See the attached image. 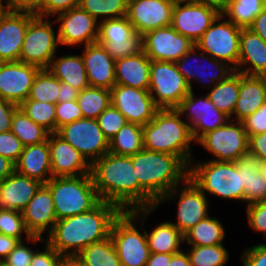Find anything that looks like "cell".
<instances>
[{"label": "cell", "mask_w": 266, "mask_h": 266, "mask_svg": "<svg viewBox=\"0 0 266 266\" xmlns=\"http://www.w3.org/2000/svg\"><path fill=\"white\" fill-rule=\"evenodd\" d=\"M121 212L115 204L101 201L88 212L57 220L45 242L63 257H76L90 244L108 238Z\"/></svg>", "instance_id": "obj_1"}, {"label": "cell", "mask_w": 266, "mask_h": 266, "mask_svg": "<svg viewBox=\"0 0 266 266\" xmlns=\"http://www.w3.org/2000/svg\"><path fill=\"white\" fill-rule=\"evenodd\" d=\"M131 160L140 184V209L156 208L166 193L189 178V166L172 154L143 149Z\"/></svg>", "instance_id": "obj_2"}, {"label": "cell", "mask_w": 266, "mask_h": 266, "mask_svg": "<svg viewBox=\"0 0 266 266\" xmlns=\"http://www.w3.org/2000/svg\"><path fill=\"white\" fill-rule=\"evenodd\" d=\"M91 176L102 201L115 204L122 212L140 209V184L131 156L108 152L91 164Z\"/></svg>", "instance_id": "obj_3"}, {"label": "cell", "mask_w": 266, "mask_h": 266, "mask_svg": "<svg viewBox=\"0 0 266 266\" xmlns=\"http://www.w3.org/2000/svg\"><path fill=\"white\" fill-rule=\"evenodd\" d=\"M143 142L144 149L178 156L188 166L194 159L191 129L175 108L157 110L154 118L143 126Z\"/></svg>", "instance_id": "obj_4"}, {"label": "cell", "mask_w": 266, "mask_h": 266, "mask_svg": "<svg viewBox=\"0 0 266 266\" xmlns=\"http://www.w3.org/2000/svg\"><path fill=\"white\" fill-rule=\"evenodd\" d=\"M156 208L135 209L129 212H121L113 221L110 237L114 243L122 266H145L150 256L147 245L146 230H143L144 222ZM142 217V218H141ZM142 219V220H141ZM136 221L141 222L140 229L136 228ZM140 231H144L142 234Z\"/></svg>", "instance_id": "obj_5"}, {"label": "cell", "mask_w": 266, "mask_h": 266, "mask_svg": "<svg viewBox=\"0 0 266 266\" xmlns=\"http://www.w3.org/2000/svg\"><path fill=\"white\" fill-rule=\"evenodd\" d=\"M44 185L52 195L57 220L88 212L102 201L91 174L52 177Z\"/></svg>", "instance_id": "obj_6"}, {"label": "cell", "mask_w": 266, "mask_h": 266, "mask_svg": "<svg viewBox=\"0 0 266 266\" xmlns=\"http://www.w3.org/2000/svg\"><path fill=\"white\" fill-rule=\"evenodd\" d=\"M194 161L189 166V178L205 195L229 199V202L232 199L244 202L241 171L235 162Z\"/></svg>", "instance_id": "obj_7"}, {"label": "cell", "mask_w": 266, "mask_h": 266, "mask_svg": "<svg viewBox=\"0 0 266 266\" xmlns=\"http://www.w3.org/2000/svg\"><path fill=\"white\" fill-rule=\"evenodd\" d=\"M149 92L159 109L176 108L190 86L175 62L151 60Z\"/></svg>", "instance_id": "obj_8"}, {"label": "cell", "mask_w": 266, "mask_h": 266, "mask_svg": "<svg viewBox=\"0 0 266 266\" xmlns=\"http://www.w3.org/2000/svg\"><path fill=\"white\" fill-rule=\"evenodd\" d=\"M241 29L220 14L195 45L199 50L214 59L226 62L235 70L238 66Z\"/></svg>", "instance_id": "obj_9"}, {"label": "cell", "mask_w": 266, "mask_h": 266, "mask_svg": "<svg viewBox=\"0 0 266 266\" xmlns=\"http://www.w3.org/2000/svg\"><path fill=\"white\" fill-rule=\"evenodd\" d=\"M51 24L55 20L36 16L28 25L20 54V62L47 69L60 45L58 33L55 34ZM57 35V36H56Z\"/></svg>", "instance_id": "obj_10"}, {"label": "cell", "mask_w": 266, "mask_h": 266, "mask_svg": "<svg viewBox=\"0 0 266 266\" xmlns=\"http://www.w3.org/2000/svg\"><path fill=\"white\" fill-rule=\"evenodd\" d=\"M248 141L242 121L229 119L221 127L204 134L197 144L214 155V161L235 162L248 151Z\"/></svg>", "instance_id": "obj_11"}, {"label": "cell", "mask_w": 266, "mask_h": 266, "mask_svg": "<svg viewBox=\"0 0 266 266\" xmlns=\"http://www.w3.org/2000/svg\"><path fill=\"white\" fill-rule=\"evenodd\" d=\"M56 134L71 144L92 164L109 152V140L97 119L83 118L60 127Z\"/></svg>", "instance_id": "obj_12"}, {"label": "cell", "mask_w": 266, "mask_h": 266, "mask_svg": "<svg viewBox=\"0 0 266 266\" xmlns=\"http://www.w3.org/2000/svg\"><path fill=\"white\" fill-rule=\"evenodd\" d=\"M179 186L174 187L166 193L156 204V208L170 200L175 201L179 197L177 203V222L173 223L183 235H185L198 222L209 216V201L206 195L188 178L179 191ZM179 194V195H178Z\"/></svg>", "instance_id": "obj_13"}, {"label": "cell", "mask_w": 266, "mask_h": 266, "mask_svg": "<svg viewBox=\"0 0 266 266\" xmlns=\"http://www.w3.org/2000/svg\"><path fill=\"white\" fill-rule=\"evenodd\" d=\"M97 42L105 47L114 60L143 51L142 35L135 32L127 16L99 22Z\"/></svg>", "instance_id": "obj_14"}, {"label": "cell", "mask_w": 266, "mask_h": 266, "mask_svg": "<svg viewBox=\"0 0 266 266\" xmlns=\"http://www.w3.org/2000/svg\"><path fill=\"white\" fill-rule=\"evenodd\" d=\"M186 117L195 143L207 132L224 125L230 118L219 111L207 95L197 97L189 92L175 108Z\"/></svg>", "instance_id": "obj_15"}, {"label": "cell", "mask_w": 266, "mask_h": 266, "mask_svg": "<svg viewBox=\"0 0 266 266\" xmlns=\"http://www.w3.org/2000/svg\"><path fill=\"white\" fill-rule=\"evenodd\" d=\"M219 15L216 9L203 3L180 0L174 5L171 26L195 43Z\"/></svg>", "instance_id": "obj_16"}, {"label": "cell", "mask_w": 266, "mask_h": 266, "mask_svg": "<svg viewBox=\"0 0 266 266\" xmlns=\"http://www.w3.org/2000/svg\"><path fill=\"white\" fill-rule=\"evenodd\" d=\"M143 51L150 60L176 62L195 43L172 26L157 28L142 35Z\"/></svg>", "instance_id": "obj_17"}, {"label": "cell", "mask_w": 266, "mask_h": 266, "mask_svg": "<svg viewBox=\"0 0 266 266\" xmlns=\"http://www.w3.org/2000/svg\"><path fill=\"white\" fill-rule=\"evenodd\" d=\"M55 18V22L60 23L57 31L61 46H86L97 42L99 22L79 6L60 13Z\"/></svg>", "instance_id": "obj_18"}, {"label": "cell", "mask_w": 266, "mask_h": 266, "mask_svg": "<svg viewBox=\"0 0 266 266\" xmlns=\"http://www.w3.org/2000/svg\"><path fill=\"white\" fill-rule=\"evenodd\" d=\"M111 104L126 118L127 122L146 125L159 109L149 90H141L124 85H114L110 89Z\"/></svg>", "instance_id": "obj_19"}, {"label": "cell", "mask_w": 266, "mask_h": 266, "mask_svg": "<svg viewBox=\"0 0 266 266\" xmlns=\"http://www.w3.org/2000/svg\"><path fill=\"white\" fill-rule=\"evenodd\" d=\"M176 0H128L127 18L135 32H146L171 26Z\"/></svg>", "instance_id": "obj_20"}, {"label": "cell", "mask_w": 266, "mask_h": 266, "mask_svg": "<svg viewBox=\"0 0 266 266\" xmlns=\"http://www.w3.org/2000/svg\"><path fill=\"white\" fill-rule=\"evenodd\" d=\"M197 51H200V52L197 53ZM192 58L197 59L196 61H198V58L203 59L206 64L205 67L204 65H201V64H195V65L194 63L191 64L188 60ZM175 64L177 66L178 71L184 76V78L188 82L191 92H193L192 83L194 82L197 83L198 80L199 82L201 81L205 83L207 82L208 85L210 83V86L207 87V89L209 90L215 84H217L220 81L225 80L230 74L234 72V69L230 65H228L226 62L212 58L207 53L199 50L196 45L193 46L179 60H177ZM205 69L207 70L210 69L211 72L206 71Z\"/></svg>", "instance_id": "obj_21"}, {"label": "cell", "mask_w": 266, "mask_h": 266, "mask_svg": "<svg viewBox=\"0 0 266 266\" xmlns=\"http://www.w3.org/2000/svg\"><path fill=\"white\" fill-rule=\"evenodd\" d=\"M40 70L38 66L20 61L0 62V97L19 106L29 97Z\"/></svg>", "instance_id": "obj_22"}, {"label": "cell", "mask_w": 266, "mask_h": 266, "mask_svg": "<svg viewBox=\"0 0 266 266\" xmlns=\"http://www.w3.org/2000/svg\"><path fill=\"white\" fill-rule=\"evenodd\" d=\"M36 16L8 9L0 12V62L19 61L28 25Z\"/></svg>", "instance_id": "obj_23"}, {"label": "cell", "mask_w": 266, "mask_h": 266, "mask_svg": "<svg viewBox=\"0 0 266 266\" xmlns=\"http://www.w3.org/2000/svg\"><path fill=\"white\" fill-rule=\"evenodd\" d=\"M52 177H74L91 174V164L71 144L56 133L48 137Z\"/></svg>", "instance_id": "obj_24"}, {"label": "cell", "mask_w": 266, "mask_h": 266, "mask_svg": "<svg viewBox=\"0 0 266 266\" xmlns=\"http://www.w3.org/2000/svg\"><path fill=\"white\" fill-rule=\"evenodd\" d=\"M25 226L32 236L48 234L57 221L50 190L43 184L21 211Z\"/></svg>", "instance_id": "obj_25"}, {"label": "cell", "mask_w": 266, "mask_h": 266, "mask_svg": "<svg viewBox=\"0 0 266 266\" xmlns=\"http://www.w3.org/2000/svg\"><path fill=\"white\" fill-rule=\"evenodd\" d=\"M82 58L89 86L111 89L116 85L115 60L98 42L84 46Z\"/></svg>", "instance_id": "obj_26"}, {"label": "cell", "mask_w": 266, "mask_h": 266, "mask_svg": "<svg viewBox=\"0 0 266 266\" xmlns=\"http://www.w3.org/2000/svg\"><path fill=\"white\" fill-rule=\"evenodd\" d=\"M43 184L14 171L0 182V208L22 211Z\"/></svg>", "instance_id": "obj_27"}, {"label": "cell", "mask_w": 266, "mask_h": 266, "mask_svg": "<svg viewBox=\"0 0 266 266\" xmlns=\"http://www.w3.org/2000/svg\"><path fill=\"white\" fill-rule=\"evenodd\" d=\"M234 71L249 76L266 73V42L248 28L241 29L238 66Z\"/></svg>", "instance_id": "obj_28"}, {"label": "cell", "mask_w": 266, "mask_h": 266, "mask_svg": "<svg viewBox=\"0 0 266 266\" xmlns=\"http://www.w3.org/2000/svg\"><path fill=\"white\" fill-rule=\"evenodd\" d=\"M15 171L46 184L52 178L48 140L40 144L24 146L15 163Z\"/></svg>", "instance_id": "obj_29"}, {"label": "cell", "mask_w": 266, "mask_h": 266, "mask_svg": "<svg viewBox=\"0 0 266 266\" xmlns=\"http://www.w3.org/2000/svg\"><path fill=\"white\" fill-rule=\"evenodd\" d=\"M151 60L144 51L115 60L116 85L149 89Z\"/></svg>", "instance_id": "obj_30"}, {"label": "cell", "mask_w": 266, "mask_h": 266, "mask_svg": "<svg viewBox=\"0 0 266 266\" xmlns=\"http://www.w3.org/2000/svg\"><path fill=\"white\" fill-rule=\"evenodd\" d=\"M241 171V180L244 187V202L247 205L266 201V181L259 172L261 161L258 156L249 150L240 155L235 161Z\"/></svg>", "instance_id": "obj_31"}, {"label": "cell", "mask_w": 266, "mask_h": 266, "mask_svg": "<svg viewBox=\"0 0 266 266\" xmlns=\"http://www.w3.org/2000/svg\"><path fill=\"white\" fill-rule=\"evenodd\" d=\"M265 102L266 90L262 78L239 73V95L231 119L242 121L257 111Z\"/></svg>", "instance_id": "obj_32"}, {"label": "cell", "mask_w": 266, "mask_h": 266, "mask_svg": "<svg viewBox=\"0 0 266 266\" xmlns=\"http://www.w3.org/2000/svg\"><path fill=\"white\" fill-rule=\"evenodd\" d=\"M59 81L70 84L79 91L89 86L84 61L81 55L53 57L47 68Z\"/></svg>", "instance_id": "obj_33"}, {"label": "cell", "mask_w": 266, "mask_h": 266, "mask_svg": "<svg viewBox=\"0 0 266 266\" xmlns=\"http://www.w3.org/2000/svg\"><path fill=\"white\" fill-rule=\"evenodd\" d=\"M147 236L150 253L176 254L183 250L180 245L185 243L184 235L170 221L158 224Z\"/></svg>", "instance_id": "obj_34"}, {"label": "cell", "mask_w": 266, "mask_h": 266, "mask_svg": "<svg viewBox=\"0 0 266 266\" xmlns=\"http://www.w3.org/2000/svg\"><path fill=\"white\" fill-rule=\"evenodd\" d=\"M210 90L206 93L210 101L231 119L239 95V72L234 71Z\"/></svg>", "instance_id": "obj_35"}, {"label": "cell", "mask_w": 266, "mask_h": 266, "mask_svg": "<svg viewBox=\"0 0 266 266\" xmlns=\"http://www.w3.org/2000/svg\"><path fill=\"white\" fill-rule=\"evenodd\" d=\"M144 149L143 126L127 122L109 140V152L119 156H132Z\"/></svg>", "instance_id": "obj_36"}, {"label": "cell", "mask_w": 266, "mask_h": 266, "mask_svg": "<svg viewBox=\"0 0 266 266\" xmlns=\"http://www.w3.org/2000/svg\"><path fill=\"white\" fill-rule=\"evenodd\" d=\"M225 236L220 219L208 216L184 235V241L190 246H213L222 244Z\"/></svg>", "instance_id": "obj_37"}, {"label": "cell", "mask_w": 266, "mask_h": 266, "mask_svg": "<svg viewBox=\"0 0 266 266\" xmlns=\"http://www.w3.org/2000/svg\"><path fill=\"white\" fill-rule=\"evenodd\" d=\"M76 257L84 266H122L110 236L85 247Z\"/></svg>", "instance_id": "obj_38"}, {"label": "cell", "mask_w": 266, "mask_h": 266, "mask_svg": "<svg viewBox=\"0 0 266 266\" xmlns=\"http://www.w3.org/2000/svg\"><path fill=\"white\" fill-rule=\"evenodd\" d=\"M11 131L24 146L36 145L48 140L50 132L36 124L18 107L13 114Z\"/></svg>", "instance_id": "obj_39"}, {"label": "cell", "mask_w": 266, "mask_h": 266, "mask_svg": "<svg viewBox=\"0 0 266 266\" xmlns=\"http://www.w3.org/2000/svg\"><path fill=\"white\" fill-rule=\"evenodd\" d=\"M76 101L83 118L97 119L111 104V93L106 88L88 86L79 91Z\"/></svg>", "instance_id": "obj_40"}, {"label": "cell", "mask_w": 266, "mask_h": 266, "mask_svg": "<svg viewBox=\"0 0 266 266\" xmlns=\"http://www.w3.org/2000/svg\"><path fill=\"white\" fill-rule=\"evenodd\" d=\"M265 7L266 0H231L221 14L236 26L248 28Z\"/></svg>", "instance_id": "obj_41"}, {"label": "cell", "mask_w": 266, "mask_h": 266, "mask_svg": "<svg viewBox=\"0 0 266 266\" xmlns=\"http://www.w3.org/2000/svg\"><path fill=\"white\" fill-rule=\"evenodd\" d=\"M128 0H79V7L97 21L120 18L127 15ZM104 17V18H103Z\"/></svg>", "instance_id": "obj_42"}, {"label": "cell", "mask_w": 266, "mask_h": 266, "mask_svg": "<svg viewBox=\"0 0 266 266\" xmlns=\"http://www.w3.org/2000/svg\"><path fill=\"white\" fill-rule=\"evenodd\" d=\"M59 89L60 81L48 69H41L34 79L28 99L57 104Z\"/></svg>", "instance_id": "obj_43"}, {"label": "cell", "mask_w": 266, "mask_h": 266, "mask_svg": "<svg viewBox=\"0 0 266 266\" xmlns=\"http://www.w3.org/2000/svg\"><path fill=\"white\" fill-rule=\"evenodd\" d=\"M0 233L23 241L22 235H26L29 243L45 242L42 236H32L27 230L20 211L0 208ZM24 233V234H23Z\"/></svg>", "instance_id": "obj_44"}, {"label": "cell", "mask_w": 266, "mask_h": 266, "mask_svg": "<svg viewBox=\"0 0 266 266\" xmlns=\"http://www.w3.org/2000/svg\"><path fill=\"white\" fill-rule=\"evenodd\" d=\"M186 252L191 266H224L229 260L228 250L223 244L191 246Z\"/></svg>", "instance_id": "obj_45"}, {"label": "cell", "mask_w": 266, "mask_h": 266, "mask_svg": "<svg viewBox=\"0 0 266 266\" xmlns=\"http://www.w3.org/2000/svg\"><path fill=\"white\" fill-rule=\"evenodd\" d=\"M19 107L36 124L43 126L50 133H56V104L27 98Z\"/></svg>", "instance_id": "obj_46"}, {"label": "cell", "mask_w": 266, "mask_h": 266, "mask_svg": "<svg viewBox=\"0 0 266 266\" xmlns=\"http://www.w3.org/2000/svg\"><path fill=\"white\" fill-rule=\"evenodd\" d=\"M104 136L110 140L127 123L124 115L110 104L97 118Z\"/></svg>", "instance_id": "obj_47"}, {"label": "cell", "mask_w": 266, "mask_h": 266, "mask_svg": "<svg viewBox=\"0 0 266 266\" xmlns=\"http://www.w3.org/2000/svg\"><path fill=\"white\" fill-rule=\"evenodd\" d=\"M56 132L57 130L73 121L83 119L82 111L76 100L58 102L55 107Z\"/></svg>", "instance_id": "obj_48"}, {"label": "cell", "mask_w": 266, "mask_h": 266, "mask_svg": "<svg viewBox=\"0 0 266 266\" xmlns=\"http://www.w3.org/2000/svg\"><path fill=\"white\" fill-rule=\"evenodd\" d=\"M24 145L10 130L0 133V155L16 163L23 151Z\"/></svg>", "instance_id": "obj_49"}, {"label": "cell", "mask_w": 266, "mask_h": 266, "mask_svg": "<svg viewBox=\"0 0 266 266\" xmlns=\"http://www.w3.org/2000/svg\"><path fill=\"white\" fill-rule=\"evenodd\" d=\"M248 225L255 231L266 234V201L247 205Z\"/></svg>", "instance_id": "obj_50"}, {"label": "cell", "mask_w": 266, "mask_h": 266, "mask_svg": "<svg viewBox=\"0 0 266 266\" xmlns=\"http://www.w3.org/2000/svg\"><path fill=\"white\" fill-rule=\"evenodd\" d=\"M35 251L20 241L15 249L1 262L2 266H30Z\"/></svg>", "instance_id": "obj_51"}, {"label": "cell", "mask_w": 266, "mask_h": 266, "mask_svg": "<svg viewBox=\"0 0 266 266\" xmlns=\"http://www.w3.org/2000/svg\"><path fill=\"white\" fill-rule=\"evenodd\" d=\"M248 137L266 132V102L252 115L242 120Z\"/></svg>", "instance_id": "obj_52"}, {"label": "cell", "mask_w": 266, "mask_h": 266, "mask_svg": "<svg viewBox=\"0 0 266 266\" xmlns=\"http://www.w3.org/2000/svg\"><path fill=\"white\" fill-rule=\"evenodd\" d=\"M79 6V0H45L38 17L50 18Z\"/></svg>", "instance_id": "obj_53"}, {"label": "cell", "mask_w": 266, "mask_h": 266, "mask_svg": "<svg viewBox=\"0 0 266 266\" xmlns=\"http://www.w3.org/2000/svg\"><path fill=\"white\" fill-rule=\"evenodd\" d=\"M44 251H35L30 266H59L63 256L57 253L47 242Z\"/></svg>", "instance_id": "obj_54"}, {"label": "cell", "mask_w": 266, "mask_h": 266, "mask_svg": "<svg viewBox=\"0 0 266 266\" xmlns=\"http://www.w3.org/2000/svg\"><path fill=\"white\" fill-rule=\"evenodd\" d=\"M241 257L243 266H266V243L245 249Z\"/></svg>", "instance_id": "obj_55"}, {"label": "cell", "mask_w": 266, "mask_h": 266, "mask_svg": "<svg viewBox=\"0 0 266 266\" xmlns=\"http://www.w3.org/2000/svg\"><path fill=\"white\" fill-rule=\"evenodd\" d=\"M45 0H7V9L16 12H28L37 15Z\"/></svg>", "instance_id": "obj_56"}, {"label": "cell", "mask_w": 266, "mask_h": 266, "mask_svg": "<svg viewBox=\"0 0 266 266\" xmlns=\"http://www.w3.org/2000/svg\"><path fill=\"white\" fill-rule=\"evenodd\" d=\"M18 107L0 97V133L11 130L13 114Z\"/></svg>", "instance_id": "obj_57"}, {"label": "cell", "mask_w": 266, "mask_h": 266, "mask_svg": "<svg viewBox=\"0 0 266 266\" xmlns=\"http://www.w3.org/2000/svg\"><path fill=\"white\" fill-rule=\"evenodd\" d=\"M248 150L256 154L260 161H266V132L250 135Z\"/></svg>", "instance_id": "obj_58"}, {"label": "cell", "mask_w": 266, "mask_h": 266, "mask_svg": "<svg viewBox=\"0 0 266 266\" xmlns=\"http://www.w3.org/2000/svg\"><path fill=\"white\" fill-rule=\"evenodd\" d=\"M20 240L0 233V264L19 244Z\"/></svg>", "instance_id": "obj_59"}, {"label": "cell", "mask_w": 266, "mask_h": 266, "mask_svg": "<svg viewBox=\"0 0 266 266\" xmlns=\"http://www.w3.org/2000/svg\"><path fill=\"white\" fill-rule=\"evenodd\" d=\"M248 29L266 42V7L255 17Z\"/></svg>", "instance_id": "obj_60"}, {"label": "cell", "mask_w": 266, "mask_h": 266, "mask_svg": "<svg viewBox=\"0 0 266 266\" xmlns=\"http://www.w3.org/2000/svg\"><path fill=\"white\" fill-rule=\"evenodd\" d=\"M60 93H58V102H67L77 99L79 90L70 84L60 81Z\"/></svg>", "instance_id": "obj_61"}, {"label": "cell", "mask_w": 266, "mask_h": 266, "mask_svg": "<svg viewBox=\"0 0 266 266\" xmlns=\"http://www.w3.org/2000/svg\"><path fill=\"white\" fill-rule=\"evenodd\" d=\"M172 254L150 253L145 266H169Z\"/></svg>", "instance_id": "obj_62"}, {"label": "cell", "mask_w": 266, "mask_h": 266, "mask_svg": "<svg viewBox=\"0 0 266 266\" xmlns=\"http://www.w3.org/2000/svg\"><path fill=\"white\" fill-rule=\"evenodd\" d=\"M15 171V163L0 155V182Z\"/></svg>", "instance_id": "obj_63"}, {"label": "cell", "mask_w": 266, "mask_h": 266, "mask_svg": "<svg viewBox=\"0 0 266 266\" xmlns=\"http://www.w3.org/2000/svg\"><path fill=\"white\" fill-rule=\"evenodd\" d=\"M169 266H191L188 254L187 252H185V249L184 251L182 250L176 254H172Z\"/></svg>", "instance_id": "obj_64"}, {"label": "cell", "mask_w": 266, "mask_h": 266, "mask_svg": "<svg viewBox=\"0 0 266 266\" xmlns=\"http://www.w3.org/2000/svg\"><path fill=\"white\" fill-rule=\"evenodd\" d=\"M195 2L203 3L214 9H216L220 14L227 8L231 0H192Z\"/></svg>", "instance_id": "obj_65"}, {"label": "cell", "mask_w": 266, "mask_h": 266, "mask_svg": "<svg viewBox=\"0 0 266 266\" xmlns=\"http://www.w3.org/2000/svg\"><path fill=\"white\" fill-rule=\"evenodd\" d=\"M59 266H84L77 257H63Z\"/></svg>", "instance_id": "obj_66"}, {"label": "cell", "mask_w": 266, "mask_h": 266, "mask_svg": "<svg viewBox=\"0 0 266 266\" xmlns=\"http://www.w3.org/2000/svg\"><path fill=\"white\" fill-rule=\"evenodd\" d=\"M259 172L266 181V161H261L260 167H259Z\"/></svg>", "instance_id": "obj_67"}, {"label": "cell", "mask_w": 266, "mask_h": 266, "mask_svg": "<svg viewBox=\"0 0 266 266\" xmlns=\"http://www.w3.org/2000/svg\"><path fill=\"white\" fill-rule=\"evenodd\" d=\"M5 1V3H4ZM7 0H0V12L7 10Z\"/></svg>", "instance_id": "obj_68"}, {"label": "cell", "mask_w": 266, "mask_h": 266, "mask_svg": "<svg viewBox=\"0 0 266 266\" xmlns=\"http://www.w3.org/2000/svg\"><path fill=\"white\" fill-rule=\"evenodd\" d=\"M260 77L262 78V80L264 82L265 90H266V73L262 74Z\"/></svg>", "instance_id": "obj_69"}]
</instances>
